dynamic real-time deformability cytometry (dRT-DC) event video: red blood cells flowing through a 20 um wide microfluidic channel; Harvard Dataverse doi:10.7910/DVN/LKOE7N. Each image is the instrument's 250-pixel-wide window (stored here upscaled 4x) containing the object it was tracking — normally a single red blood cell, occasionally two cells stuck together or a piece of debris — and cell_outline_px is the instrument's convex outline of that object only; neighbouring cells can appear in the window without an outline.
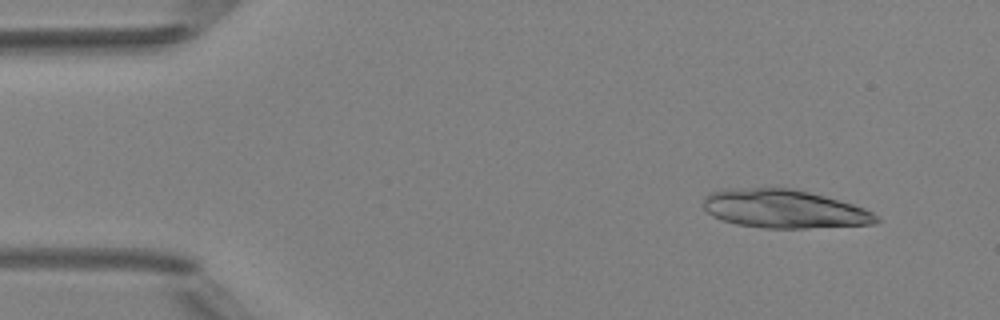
{"species": "Egyptian fruit bat (a non-hibernating species)", "species_latin": "Rousettus aegyptiacus", "temperature_condition": "room temperature", "stored_images_in_passage": 5, "camera_frame_rate_fps": 3000, "um_per_image_px": 0.085, "animal": {"sex": "female"}, "frame": {"image": 1, "passage_image": 2, "time_ms": 1.333, "image_size_px": [1000, 320], "cell_outline_px": [[880, 220], [872, 224], [804, 228], [764, 228], [736, 224], [712, 216], [704, 208], [704, 196], [712, 192], [728, 188], [792, 188], [824, 196], [852, 204], [864, 208], [872, 212]], "centroid_in_image_um": [66.62, 17.75], "position_along_channel_um": 18.4, "area_um2": 38.44}}